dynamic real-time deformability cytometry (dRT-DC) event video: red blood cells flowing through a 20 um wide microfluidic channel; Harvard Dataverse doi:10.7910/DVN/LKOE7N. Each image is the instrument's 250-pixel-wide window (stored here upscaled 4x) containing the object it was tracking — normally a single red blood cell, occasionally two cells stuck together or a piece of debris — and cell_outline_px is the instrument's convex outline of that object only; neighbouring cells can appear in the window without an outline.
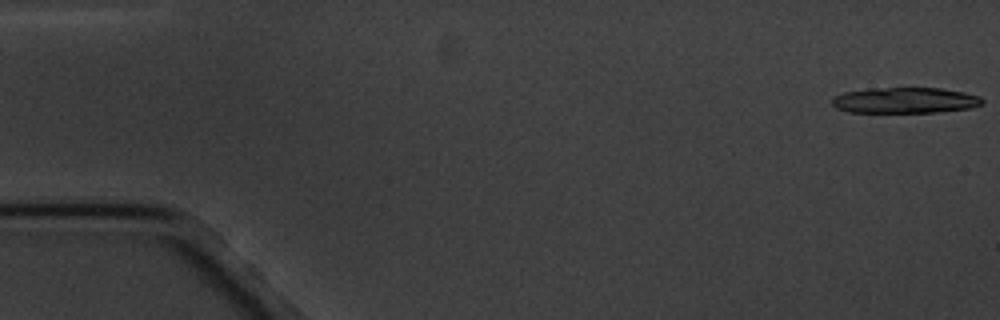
{"species": "common noctule bat (a hibernating species)", "species_latin": "Nyctalus noctula", "temperature_condition": "cold", "stored_images_in_passage": 4, "camera_frame_rate_fps": 3000, "um_per_image_px": 0.085, "animal": {"sex": "male", "body_mass_g": 20.1, "forearm_length_mm": 53.5}, "frame": {"image": 1, "passage_image": 1, "time_ms": 0.0, "image_size_px": [1000, 320], "cell_outline_px": [[984, 100], [980, 104], [972, 108], [936, 112], [848, 112], [836, 108], [832, 104], [832, 100], [836, 96], [844, 92], [884, 88], [940, 88], [964, 92], [980, 96]], "centroid_in_image_um": [76.97, 8.53], "position_along_channel_um": 8.0, "area_um2": 22.31}}